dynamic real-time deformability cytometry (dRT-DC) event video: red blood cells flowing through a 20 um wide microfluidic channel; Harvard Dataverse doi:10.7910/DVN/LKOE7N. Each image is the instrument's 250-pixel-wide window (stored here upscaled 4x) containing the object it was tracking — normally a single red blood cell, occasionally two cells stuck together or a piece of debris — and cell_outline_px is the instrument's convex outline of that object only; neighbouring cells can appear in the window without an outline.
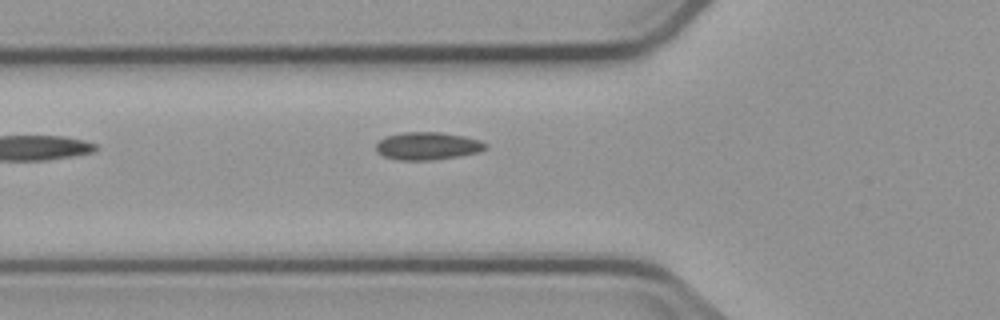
{"species": "common noctule bat (a hibernating species)", "species_latin": "Nyctalus noctula", "temperature_condition": "cold", "stored_images_in_passage": 6, "camera_frame_rate_fps": 3000, "um_per_image_px": 0.085, "animal": {"sex": "male", "body_mass_g": 23.1, "forearm_length_mm": 52.7}, "frame": {"image": 1, "passage_image": 6, "time_ms": 6.0, "image_size_px": [1000, 320], "cell_outline_px": [[488, 148], [476, 152], [460, 156], [432, 160], [400, 160], [384, 156], [376, 152], [376, 144], [384, 136], [404, 132], [440, 132], [464, 136], [488, 144]], "centroid_in_image_um": [36.31, 12.4], "position_along_channel_um": 89.5, "area_um2": 17.63}}